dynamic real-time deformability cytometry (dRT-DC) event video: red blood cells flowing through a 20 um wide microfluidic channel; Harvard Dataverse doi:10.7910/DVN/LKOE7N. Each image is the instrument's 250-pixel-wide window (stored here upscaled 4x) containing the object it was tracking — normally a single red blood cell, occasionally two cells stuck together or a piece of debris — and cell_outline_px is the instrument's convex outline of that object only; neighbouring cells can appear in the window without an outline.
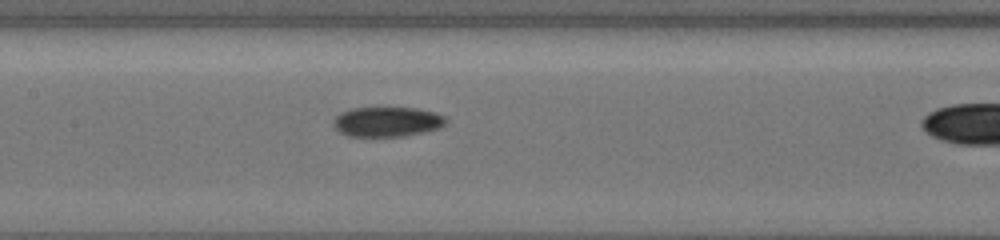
{"species": "common noctule bat (a hibernating species)", "species_latin": "Nyctalus noctula", "temperature_condition": "cold", "stored_images_in_passage": 6, "camera_frame_rate_fps": 3000, "um_per_image_px": 0.085, "animal": {"sex": "female", "body_mass_g": 19.5, "forearm_length_mm": 54.1}, "frame": {"image": 1, "passage_image": 5, "time_ms": 4.0, "image_size_px": [1000, 240], "cell_outline_px": [[448, 120], [440, 128], [424, 132], [404, 136], [348, 136], [340, 132], [332, 124], [332, 120], [340, 112], [352, 108], [416, 108], [436, 112], [444, 116]], "centroid_in_image_um": [32.91, 10.34], "position_along_channel_um": 174.5, "area_um2": 19.65}}